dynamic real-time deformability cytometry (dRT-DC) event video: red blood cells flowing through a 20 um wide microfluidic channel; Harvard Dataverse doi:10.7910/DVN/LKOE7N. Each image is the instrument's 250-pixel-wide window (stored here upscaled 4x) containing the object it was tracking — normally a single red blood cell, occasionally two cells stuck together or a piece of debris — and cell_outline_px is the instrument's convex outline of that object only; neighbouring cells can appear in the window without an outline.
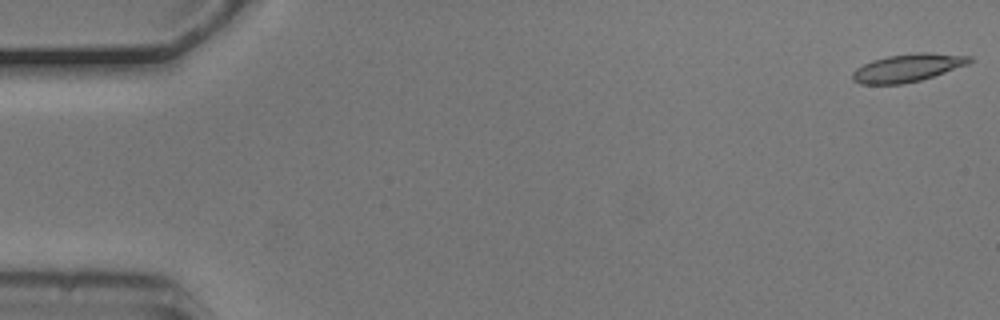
{"species": "common noctule bat (a hibernating species)", "species_latin": "Nyctalus noctula", "temperature_condition": "cold", "stored_images_in_passage": 5, "camera_frame_rate_fps": 3000, "um_per_image_px": 0.085, "animal": {"sex": "male", "body_mass_g": 20.5, "forearm_length_mm": 52.5}, "frame": {"image": 1, "passage_image": 1, "time_ms": 0.0, "image_size_px": [1000, 320], "cell_outline_px": [[972, 60], [968, 64], [920, 80], [904, 84], [860, 84], [852, 80], [852, 72], [856, 68], [872, 60], [888, 56], [916, 52], [928, 52], [972, 56]], "centroid_in_image_um": [77.12, 5.76], "position_along_channel_um": 7.9, "area_um2": 18.96}}
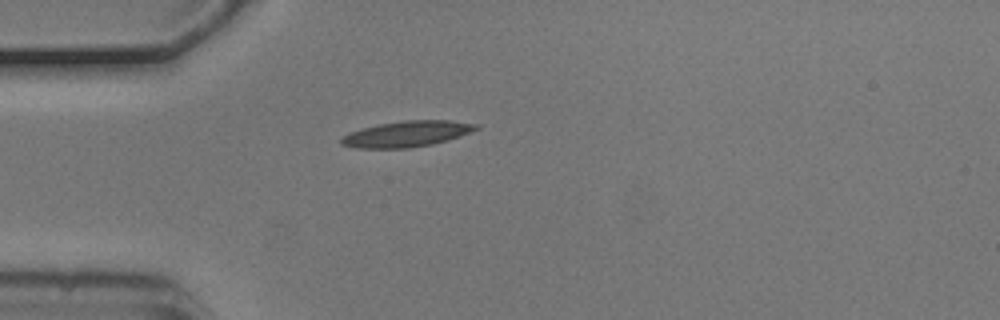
{"frame": {"image": 2, "passage_image": 5, "time_ms": 1.333, "image_size_px": [1000, 320], "cell_outline_px": [[480, 128], [460, 136], [448, 140], [432, 144], [408, 148], [356, 148], [340, 144], [340, 136], [348, 132], [360, 128], [376, 124], [404, 120], [452, 120], [480, 124]], "centroid_in_image_um": [34.55, 11.37], "position_along_channel_um": 50.4, "area_um2": 20.69}}